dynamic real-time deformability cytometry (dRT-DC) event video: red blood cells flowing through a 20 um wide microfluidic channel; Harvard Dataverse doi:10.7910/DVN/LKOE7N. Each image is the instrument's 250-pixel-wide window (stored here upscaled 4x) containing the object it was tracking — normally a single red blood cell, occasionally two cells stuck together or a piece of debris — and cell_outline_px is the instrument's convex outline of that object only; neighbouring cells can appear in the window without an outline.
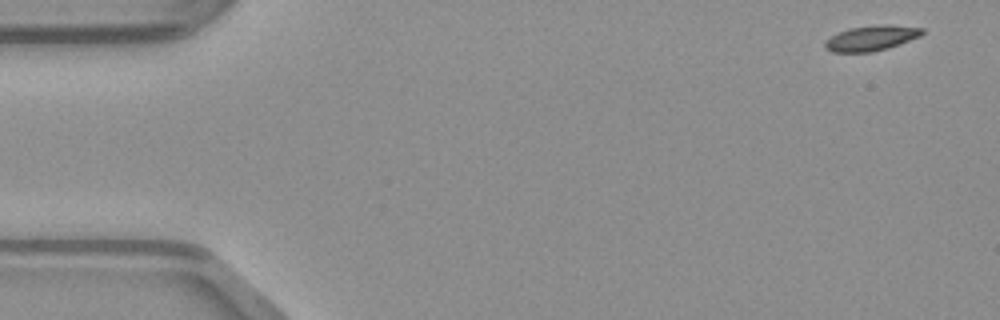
{"species": "common noctule bat (a hibernating species)", "species_latin": "Nyctalus noctula", "temperature_condition": "warm", "stored_images_in_passage": 48, "camera_frame_rate_fps": 3000, "um_per_image_px": 0.085, "animal": {"sex": "male", "body_mass_g": 23.1, "forearm_length_mm": 52.7}, "frame": {"image": 1, "passage_image": 1, "time_ms": 0.0, "image_size_px": [1000, 320], "cell_outline_px": [[924, 32], [920, 36], [888, 48], [872, 52], [832, 52], [824, 48], [824, 40], [848, 28], [880, 24], [888, 24], [924, 28]], "centroid_in_image_um": [74.05, 3.23], "position_along_channel_um": 11.0, "area_um2": 14.33}}
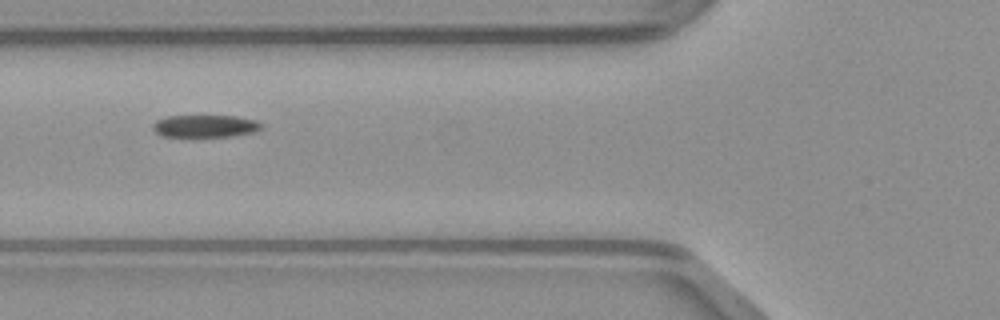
{"frame": {"image": 2, "passage_image": 17, "time_ms": 5.333, "image_size_px": [1000, 320], "cell_outline_px": [[264, 124], [260, 128], [252, 132], [228, 136], [164, 136], [156, 132], [152, 128], [152, 124], [156, 120], [168, 116], [236, 116], [256, 120]], "centroid_in_image_um": [17.42, 10.7], "position_along_channel_um": 108.4, "area_um2": 13.93}}
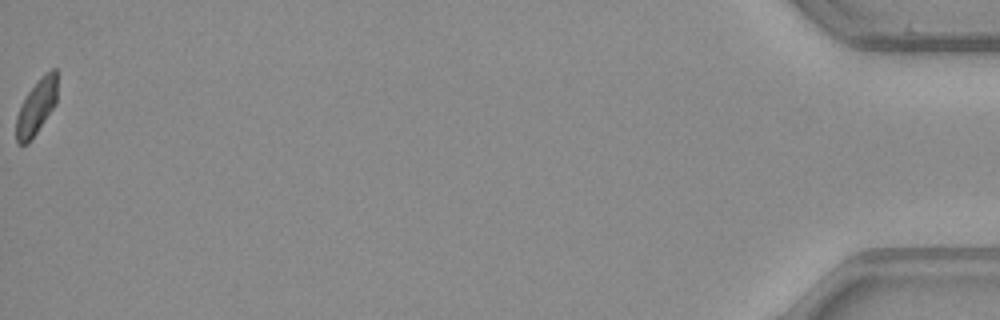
{"frame": {"image": 3, "passage_image": 48, "time_ms": 15.667, "image_size_px": [1000, 320], "cell_outline_px": [[56, 104], [28, 144], [16, 144], [16, 116], [28, 92], [44, 72], [52, 68], [56, 68]], "centroid_in_image_um": [3.09, 9.09], "position_along_channel_um": 432.1, "area_um2": 13.06}}